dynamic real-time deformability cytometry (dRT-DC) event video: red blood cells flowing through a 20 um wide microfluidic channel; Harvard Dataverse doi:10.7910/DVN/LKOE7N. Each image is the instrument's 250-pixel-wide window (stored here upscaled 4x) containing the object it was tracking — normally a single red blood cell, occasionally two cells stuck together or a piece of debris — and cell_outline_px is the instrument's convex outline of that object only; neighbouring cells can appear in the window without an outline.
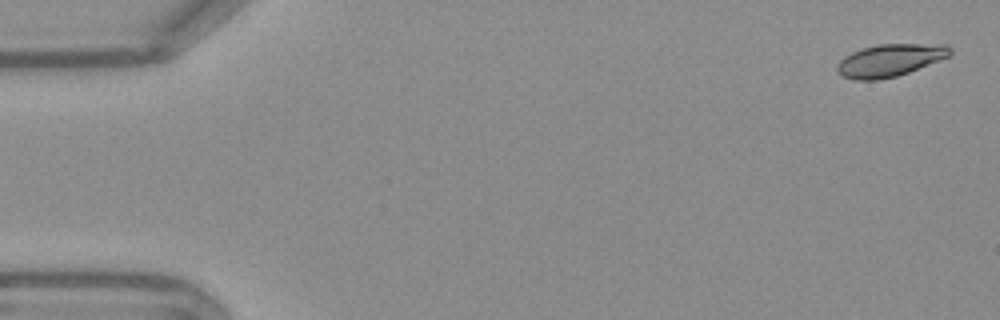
{"species": "Egyptian fruit bat (a non-hibernating species)", "species_latin": "Rousettus aegyptiacus", "temperature_condition": "warm", "stored_images_in_passage": 53, "camera_frame_rate_fps": 3000, "um_per_image_px": 0.085, "frame": {"image": 1, "passage_image": 1, "time_ms": 0.0, "image_size_px": [1000, 320], "cell_outline_px": [[952, 56], [908, 72], [896, 76], [880, 80], [852, 80], [836, 72], [836, 64], [844, 56], [852, 52], [864, 48], [880, 44], [948, 44], [952, 48]], "centroid_in_image_um": [75.66, 5.12], "position_along_channel_um": 9.3, "area_um2": 21.56}}
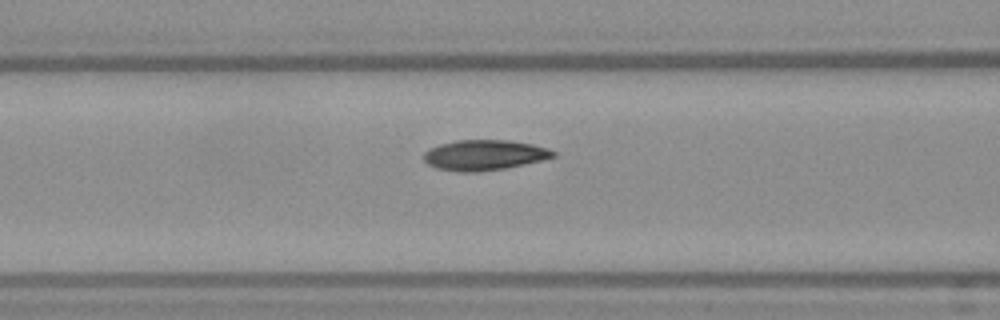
{"frame": {"image": 2, "passage_image": 21, "time_ms": 6.667, "image_size_px": [1000, 320], "cell_outline_px": [[556, 156], [540, 160], [504, 168], [476, 172], [460, 172], [436, 168], [428, 164], [424, 160], [424, 152], [428, 148], [440, 144], [456, 140], [508, 140], [532, 144], [548, 148], [556, 152]], "centroid_in_image_um": [41.13, 13.17], "position_along_channel_um": 125.5, "area_um2": 22.77}}
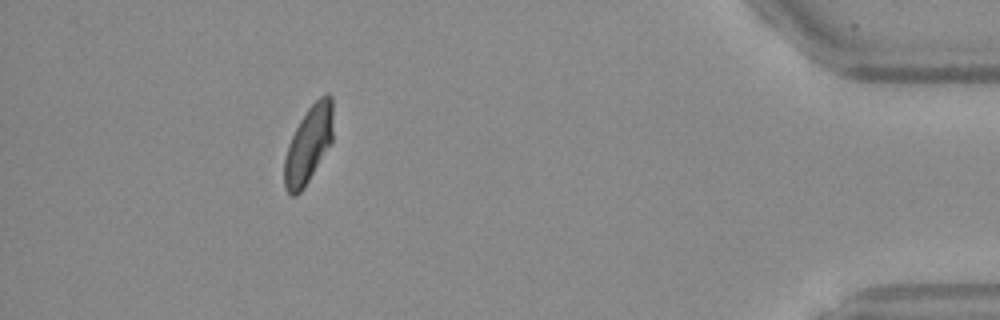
{"frame": {"image": 3, "passage_image": 48, "time_ms": 15.667, "image_size_px": [1000, 320], "cell_outline_px": [[332, 140], [304, 188], [296, 196], [292, 196], [284, 188], [284, 156], [288, 144], [300, 120], [308, 108], [320, 96], [328, 92], [332, 96]], "centroid_in_image_um": [26.2, 12.29], "position_along_channel_um": 409.0, "area_um2": 21.68}, "authors_computed_cell_mechanics": {"area_um2": 22.1374, "velocity_mm_per_s": 3.7795, "shape_relaxation_time_tau1_ms": 4.9013, "shape_relaxation_time_tau2_ms": 2.0743, "deformation_change_tau1": 0.1512, "deformation_change_tau2": 0.0656}}